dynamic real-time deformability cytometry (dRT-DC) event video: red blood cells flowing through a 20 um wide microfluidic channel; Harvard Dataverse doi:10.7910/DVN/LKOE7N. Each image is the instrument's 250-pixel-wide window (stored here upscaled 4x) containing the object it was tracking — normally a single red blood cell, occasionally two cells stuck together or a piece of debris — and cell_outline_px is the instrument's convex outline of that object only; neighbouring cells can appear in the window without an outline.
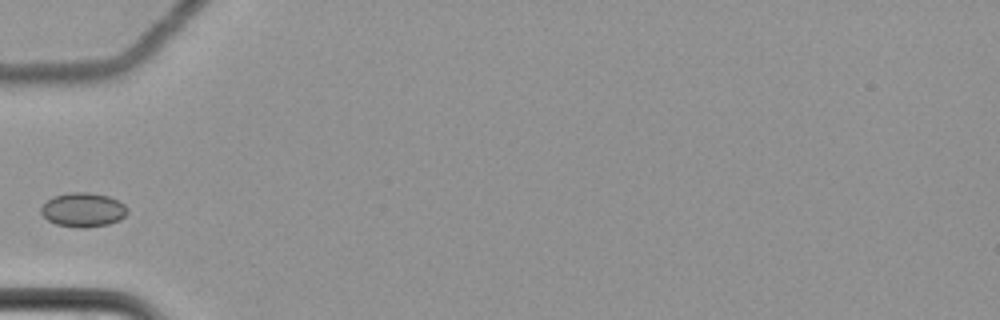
{"species": "common noctule bat (a hibernating species)", "species_latin": "Nyctalus noctula", "temperature_condition": "cold", "stored_images_in_passage": 5, "camera_frame_rate_fps": 3000, "um_per_image_px": 0.085, "animal": {"sex": "female", "body_mass_g": 22.7, "forearm_length_mm": 54.2}, "frame": {"image": 1, "passage_image": 3, "time_ms": 0.667, "image_size_px": [1000, 320], "cell_outline_px": [[128, 212], [120, 220], [108, 224], [84, 228], [56, 224], [48, 220], [40, 212], [40, 208], [52, 196], [68, 192], [88, 192], [108, 196], [124, 204], [128, 208]], "centroid_in_image_um": [7.06, 17.82], "position_along_channel_um": 77.9, "area_um2": 17.17}}
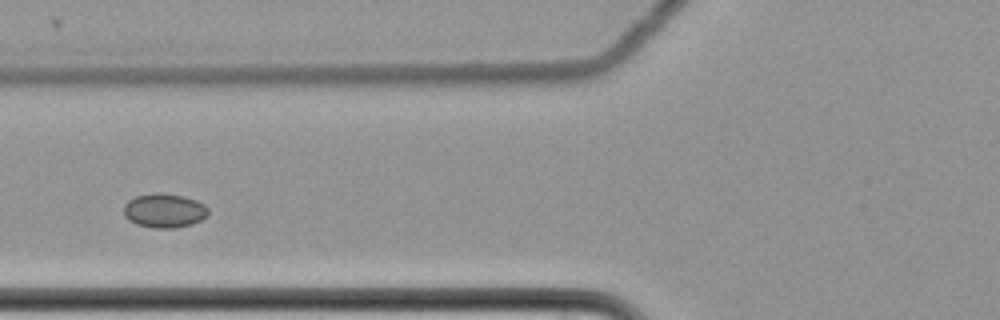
{"frame": {"image": 2, "passage_image": 4, "time_ms": 1.0, "image_size_px": [1000, 320], "cell_outline_px": [[208, 216], [192, 224], [176, 228], [152, 228], [136, 224], [128, 220], [124, 216], [124, 204], [128, 200], [136, 196], [156, 192], [184, 196], [196, 200], [204, 204], [208, 208]], "centroid_in_image_um": [13.96, 17.9], "position_along_channel_um": 111.8, "area_um2": 16.99}}
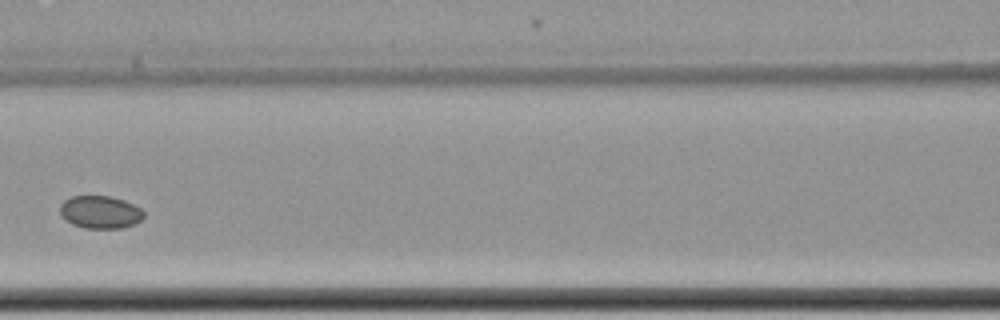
{"frame": {"image": 3, "passage_image": 5, "time_ms": 1.333, "image_size_px": [1000, 320], "cell_outline_px": [[144, 216], [140, 220], [132, 224], [120, 228], [84, 228], [72, 224], [60, 212], [60, 204], [64, 200], [72, 196], [108, 196], [124, 200], [140, 208], [144, 212]], "centroid_in_image_um": [8.51, 18.02], "position_along_channel_um": 158.1, "area_um2": 15.72}}